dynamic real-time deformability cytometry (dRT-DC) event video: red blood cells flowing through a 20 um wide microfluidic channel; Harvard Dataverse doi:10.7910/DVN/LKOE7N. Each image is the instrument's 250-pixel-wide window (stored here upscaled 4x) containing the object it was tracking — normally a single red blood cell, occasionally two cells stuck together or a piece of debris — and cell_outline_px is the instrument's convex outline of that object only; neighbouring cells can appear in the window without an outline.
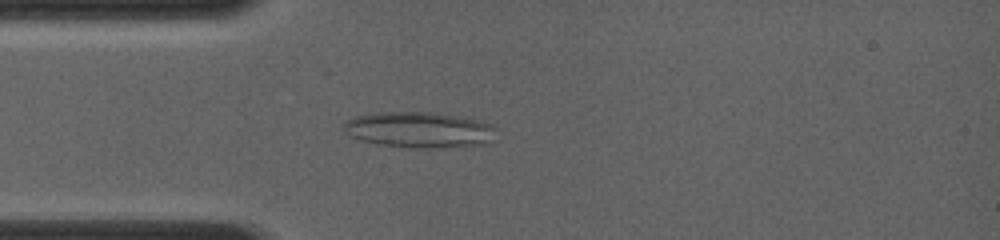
{"species": "common noctule bat (a hibernating species)", "species_latin": "Nyctalus noctula", "temperature_condition": "room temperature", "stored_images_in_passage": 47, "camera_frame_rate_fps": 4000, "um_per_image_px": 0.085, "animal": {"sex": "female", "body_mass_g": 19.0, "forearm_length_mm": 56.7}, "frame": {"image": 1, "passage_image": 13, "time_ms": 3.5, "image_size_px": [1000, 240], "cell_outline_px": [[500, 140], [484, 144], [440, 148], [408, 148], [376, 144], [360, 140], [348, 136], [344, 132], [344, 120], [356, 116], [380, 112], [432, 112], [480, 120], [492, 124], [496, 128]], "centroid_in_image_um": [35.69, 11.05], "position_along_channel_um": 49.3, "area_um2": 32.66}}
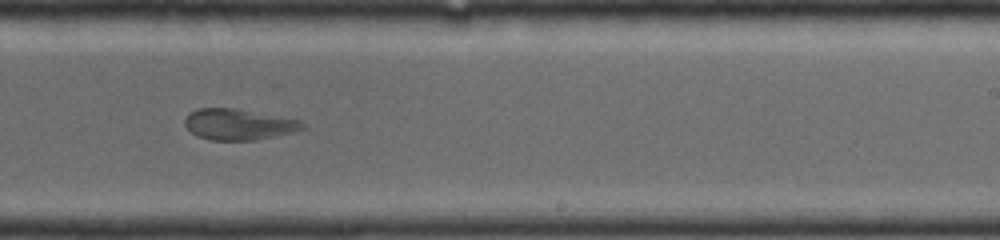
{"frame": {"image": 2, "passage_image": 29, "time_ms": 8.5, "image_size_px": [1000, 240], "cell_outline_px": [[308, 128], [276, 136], [256, 140], [208, 140], [196, 136], [184, 124], [184, 120], [188, 112], [196, 108], [232, 108], [300, 120]], "centroid_in_image_um": [20.25, 10.58], "position_along_channel_um": 268.8, "area_um2": 21.27}}
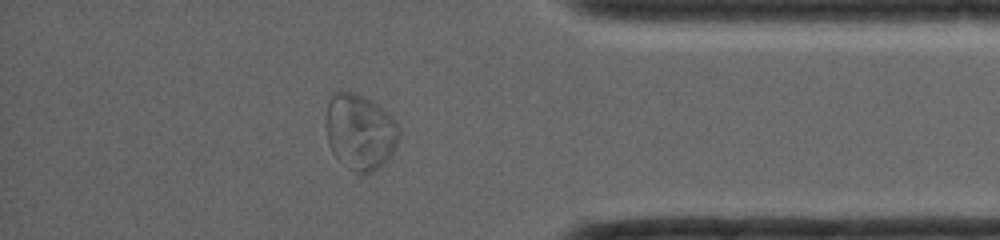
{"frame": {"image": 3, "passage_image": 42, "time_ms": 11.75, "image_size_px": [1000, 240], "cell_outline_px": [[400, 136], [392, 152], [372, 172], [360, 176], [348, 168], [332, 152], [328, 144], [324, 124], [328, 96], [332, 92], [340, 88], [352, 92], [376, 104], [392, 116], [400, 128]], "centroid_in_image_um": [30.53, 11.17], "position_along_channel_um": 404.7, "area_um2": 32.71}}